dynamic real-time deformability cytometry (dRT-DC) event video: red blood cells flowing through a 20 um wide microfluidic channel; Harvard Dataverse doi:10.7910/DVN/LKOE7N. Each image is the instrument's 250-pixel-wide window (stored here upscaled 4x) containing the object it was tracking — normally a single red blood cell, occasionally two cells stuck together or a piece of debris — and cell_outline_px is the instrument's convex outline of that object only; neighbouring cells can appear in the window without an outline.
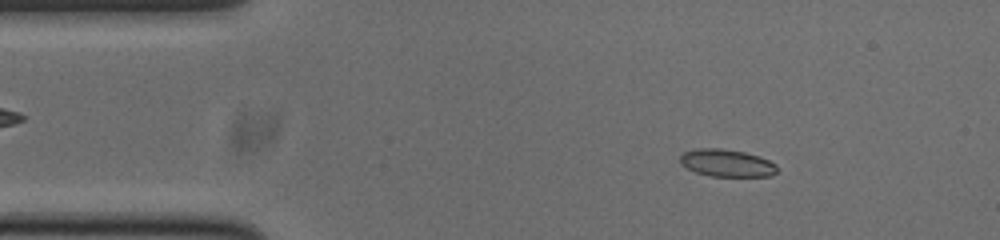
{"species": "common noctule bat (a hibernating species)", "species_latin": "Nyctalus noctula", "temperature_condition": "cold", "stored_images_in_passage": 48, "camera_frame_rate_fps": 3000, "um_per_image_px": 0.085, "animal": {"sex": "male", "body_mass_g": 20.0, "forearm_length_mm": 53.3}, "frame": {"image": 1, "passage_image": 7, "time_ms": 2.0, "image_size_px": [1000, 240], "cell_outline_px": [[776, 172], [772, 176], [712, 176], [696, 172], [680, 164], [680, 156], [684, 152], [696, 148], [720, 148], [744, 152], [760, 156], [776, 164]], "centroid_in_image_um": [61.77, 13.85], "position_along_channel_um": 23.2, "area_um2": 15.43}}
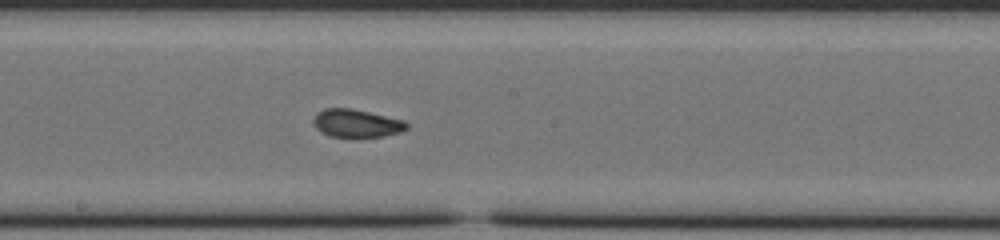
{"frame": {"image": 2, "passage_image": 27, "time_ms": 8.667, "image_size_px": [1000, 240], "cell_outline_px": [[408, 128], [400, 132], [384, 136], [328, 136], [320, 132], [316, 128], [312, 120], [316, 112], [324, 108], [352, 108], [404, 120], [408, 124]], "centroid_in_image_um": [30.27, 10.46], "position_along_channel_um": 217.9, "area_um2": 15.2}}
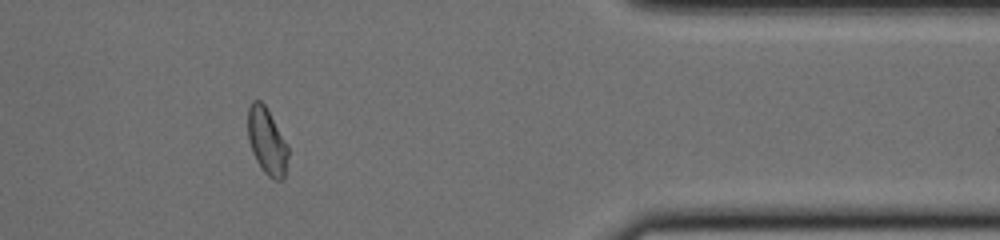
{"frame": {"image": 3, "passage_image": 43, "time_ms": 14.0, "image_size_px": [1000, 240], "cell_outline_px": [[288, 156], [284, 176], [280, 180], [276, 180], [268, 176], [264, 172], [256, 160], [252, 152], [248, 140], [248, 108], [252, 100], [260, 100], [264, 104], [288, 144]], "centroid_in_image_um": [22.68, 12.0], "position_along_channel_um": 388.7, "area_um2": 15.55}, "authors_computed_cell_mechanics": {"area_um2": 15.3748, "velocity_mm_per_s": 3.77, "shape_relaxation_time_tau1_ms": 4.0879, "shape_relaxation_time_tau2_ms": 1.9146, "deformation_change_tau1": 0.0957, "deformation_change_tau2": 0.0659}}